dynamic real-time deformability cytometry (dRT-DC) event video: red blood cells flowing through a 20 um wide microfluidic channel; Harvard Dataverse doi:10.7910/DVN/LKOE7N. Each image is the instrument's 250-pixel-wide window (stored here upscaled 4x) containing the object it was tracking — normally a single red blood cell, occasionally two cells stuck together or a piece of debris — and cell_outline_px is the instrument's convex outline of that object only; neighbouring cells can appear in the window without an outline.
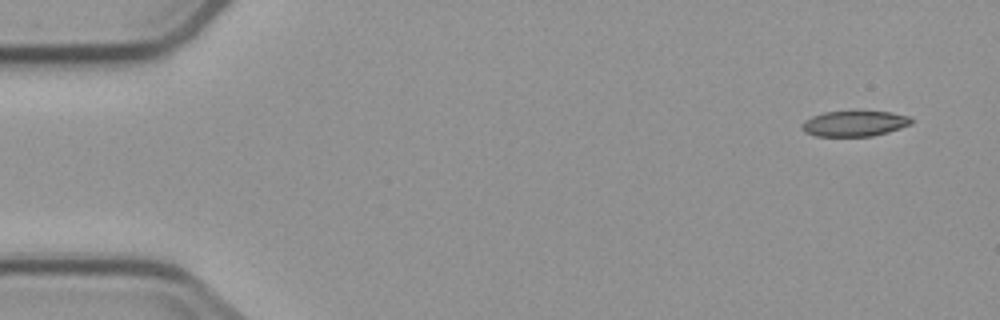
{"species": "common noctule bat (a hibernating species)", "species_latin": "Nyctalus noctula", "temperature_condition": "cold", "stored_images_in_passage": 5, "camera_frame_rate_fps": 3000, "um_per_image_px": 0.085, "animal": {"sex": "male", "body_mass_g": 23.1, "forearm_length_mm": 52.7}, "frame": {"image": 1, "passage_image": 1, "time_ms": 0.0, "image_size_px": [1000, 320], "cell_outline_px": [[912, 124], [888, 132], [872, 136], [816, 136], [804, 132], [800, 128], [800, 124], [804, 120], [812, 116], [824, 112], [892, 112], [912, 116]], "centroid_in_image_um": [72.62, 10.51], "position_along_channel_um": 12.4, "area_um2": 16.36}}
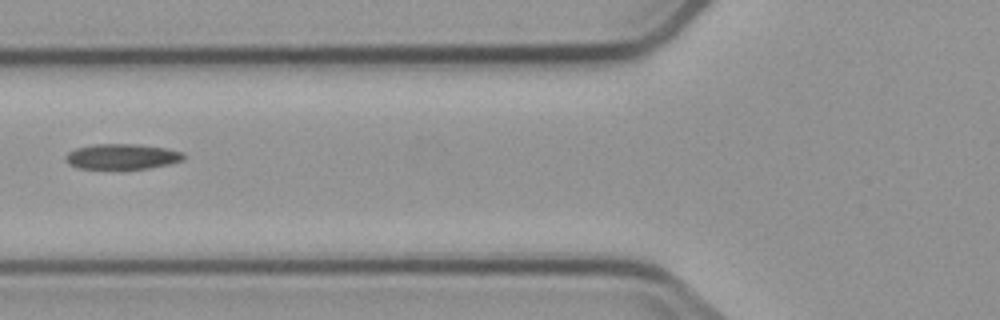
{"frame": {"image": 2, "passage_image": 5, "time_ms": 6.0, "image_size_px": [1000, 320], "cell_outline_px": [[184, 160], [168, 164], [148, 168], [76, 168], [68, 164], [64, 160], [64, 156], [68, 152], [76, 148], [92, 144], [136, 144], [164, 148], [184, 152]], "centroid_in_image_um": [10.33, 13.3], "position_along_channel_um": 115.5, "area_um2": 17.4}}